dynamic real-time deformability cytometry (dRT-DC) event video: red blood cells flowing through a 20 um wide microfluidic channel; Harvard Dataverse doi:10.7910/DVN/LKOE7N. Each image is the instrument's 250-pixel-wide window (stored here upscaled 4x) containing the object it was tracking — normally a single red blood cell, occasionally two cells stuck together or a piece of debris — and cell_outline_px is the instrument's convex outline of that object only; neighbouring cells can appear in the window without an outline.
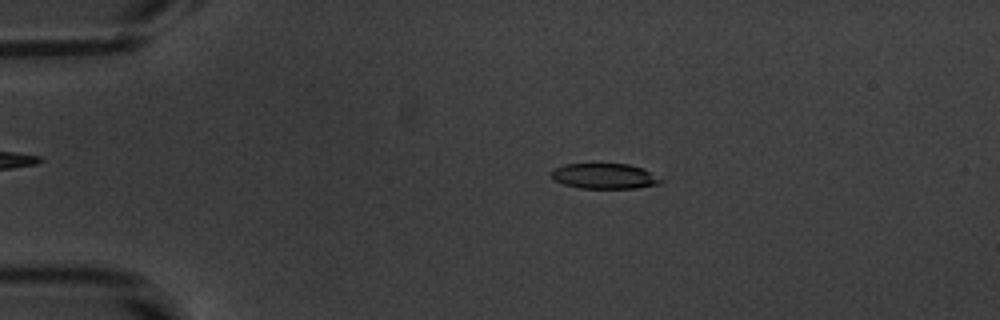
{"species": "common noctule bat (a hibernating species)", "species_latin": "Nyctalus noctula", "temperature_condition": "warm", "stored_images_in_passage": 53, "camera_frame_rate_fps": 3000, "um_per_image_px": 0.085, "animal": {"sex": "male", "body_mass_g": 20.1, "forearm_length_mm": 53.5}, "frame": {"image": 1, "passage_image": 11, "time_ms": 3.333, "image_size_px": [1000, 320], "cell_outline_px": [[668, 180], [660, 184], [636, 188], [580, 188], [564, 184], [552, 180], [552, 172], [556, 168], [564, 164], [628, 164], [640, 168]], "centroid_in_image_um": [51.43, 14.98], "position_along_channel_um": 33.6, "area_um2": 16.18}}
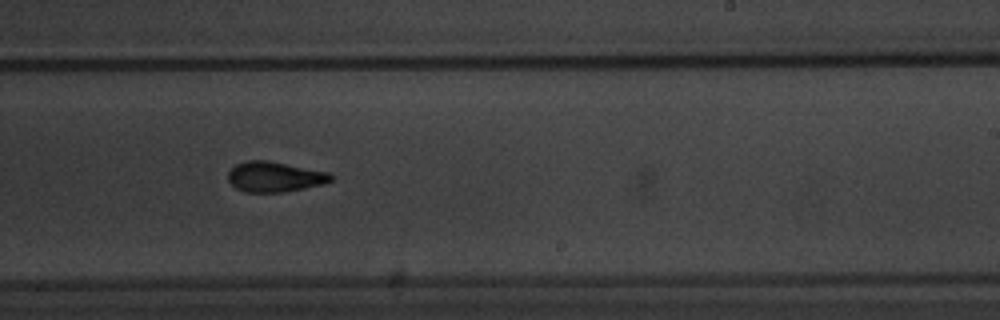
{"frame": {"image": 2, "passage_image": 33, "time_ms": 10.667, "image_size_px": [1000, 320], "cell_outline_px": [[336, 176], [332, 180], [324, 184], [304, 188], [280, 192], [244, 192], [236, 188], [228, 180], [228, 172], [236, 164], [248, 160], [268, 160], [328, 172]], "centroid_in_image_um": [23.36, 15.02], "position_along_channel_um": 265.6, "area_um2": 18.15}}
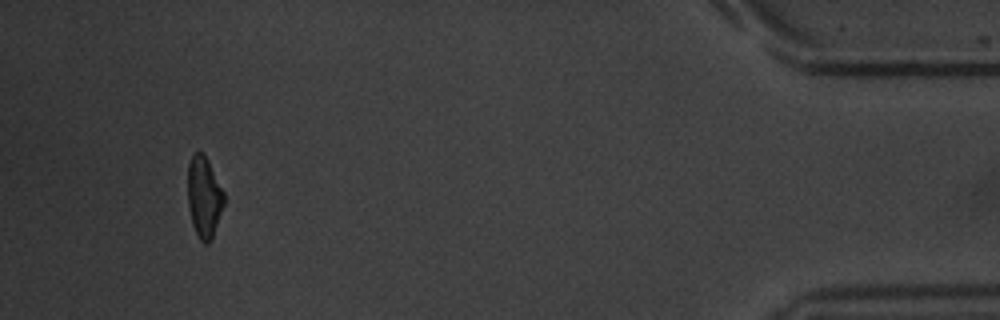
{"frame": {"image": 3, "passage_image": 50, "time_ms": 16.333, "image_size_px": [1000, 320], "cell_outline_px": [[224, 204], [212, 240], [208, 244], [204, 244], [200, 240], [192, 224], [188, 204], [188, 164], [192, 156], [196, 152], [204, 152], [224, 192]], "centroid_in_image_um": [17.35, 16.76], "position_along_channel_um": 417.9, "area_um2": 17.17}, "authors_computed_cell_mechanics": {"area_um2": 17.7446, "velocity_mm_per_s": 3.8412, "shape_relaxation_time_tau1_ms": 2.5074, "shape_relaxation_time_tau2_ms": 1.9958, "deformation_change_tau1": 0.1393, "deformation_change_tau2": 0.0869}}